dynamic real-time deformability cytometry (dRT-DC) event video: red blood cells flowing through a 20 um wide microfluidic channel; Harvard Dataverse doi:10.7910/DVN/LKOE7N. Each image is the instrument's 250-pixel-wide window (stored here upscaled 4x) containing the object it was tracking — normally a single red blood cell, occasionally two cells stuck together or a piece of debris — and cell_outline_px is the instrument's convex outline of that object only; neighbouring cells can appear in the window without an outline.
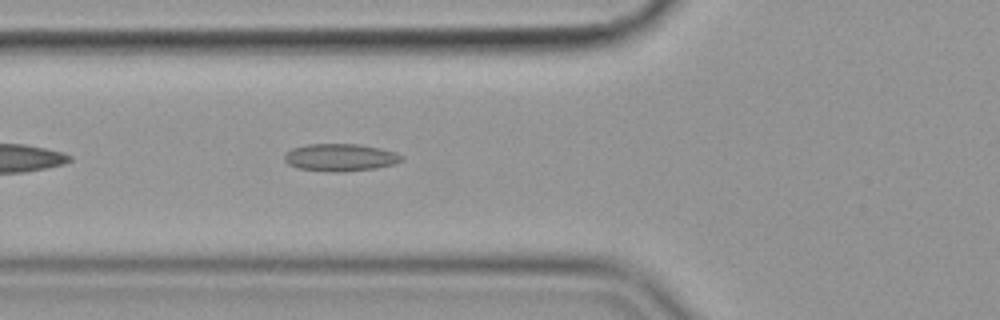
{"species": "common noctule bat (a hibernating species)", "species_latin": "Nyctalus noctula", "temperature_condition": "cold", "stored_images_in_passage": 37, "camera_frame_rate_fps": 3000, "um_per_image_px": 0.085, "animal": {"sex": "female", "body_mass_g": 19.9}, "frame": {"image": 1, "passage_image": 6, "time_ms": 1.667, "image_size_px": [1000, 320], "cell_outline_px": [[404, 160], [396, 164], [376, 168], [344, 172], [332, 172], [296, 168], [288, 164], [284, 160], [284, 152], [292, 148], [308, 144], [360, 144], [380, 148], [396, 152], [404, 156]], "centroid_in_image_um": [28.94, 13.38], "position_along_channel_um": 96.9, "area_um2": 19.07}, "authors_computed_cell_mechanics": {"area_um2": 17.918, "velocity_mm_per_s": 3.5686, "shape_relaxation_time_tau1_ms": null, "shape_relaxation_time_tau2_ms": 2.1767, "deformation_change_tau1": null, "deformation_change_tau2": 0.1017}}